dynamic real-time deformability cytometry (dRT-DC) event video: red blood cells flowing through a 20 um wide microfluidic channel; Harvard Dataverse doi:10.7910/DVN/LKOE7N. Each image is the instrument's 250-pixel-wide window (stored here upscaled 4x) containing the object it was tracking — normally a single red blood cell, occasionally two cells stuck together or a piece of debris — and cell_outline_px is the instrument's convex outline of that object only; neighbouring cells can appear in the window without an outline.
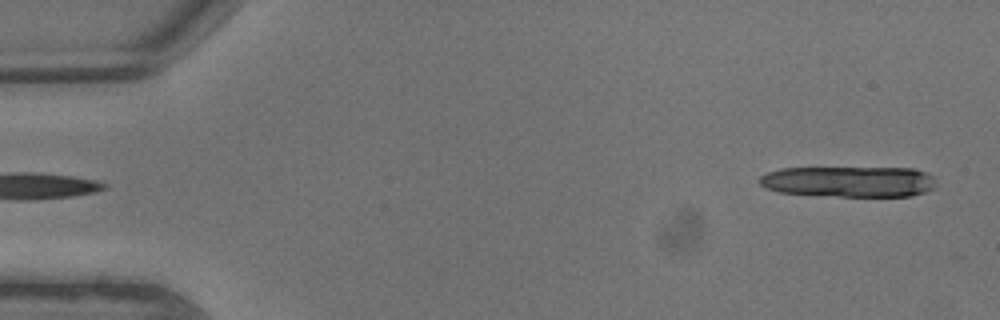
{"species": "common noctule bat (a hibernating species)", "species_latin": "Nyctalus noctula", "temperature_condition": "warm", "stored_images_in_passage": 7, "segment_of_instrument_passage": [2, 2], "camera_frame_rate_fps": 3000, "um_per_image_px": 0.085, "animal": {"sex": "male", "body_mass_g": 13.3}, "frame": {"image": 1, "passage_image": 7, "time_ms": 2.0, "image_size_px": [1000, 320], "cell_outline_px": [[936, 184], [932, 188], [924, 192], [912, 196], [840, 196], [780, 192], [764, 188], [760, 184], [760, 176], [768, 172], [780, 168], [912, 168], [924, 172], [932, 176]], "centroid_in_image_um": [72.15, 15.43], "position_along_channel_um": 12.8, "area_um2": 31.56}}